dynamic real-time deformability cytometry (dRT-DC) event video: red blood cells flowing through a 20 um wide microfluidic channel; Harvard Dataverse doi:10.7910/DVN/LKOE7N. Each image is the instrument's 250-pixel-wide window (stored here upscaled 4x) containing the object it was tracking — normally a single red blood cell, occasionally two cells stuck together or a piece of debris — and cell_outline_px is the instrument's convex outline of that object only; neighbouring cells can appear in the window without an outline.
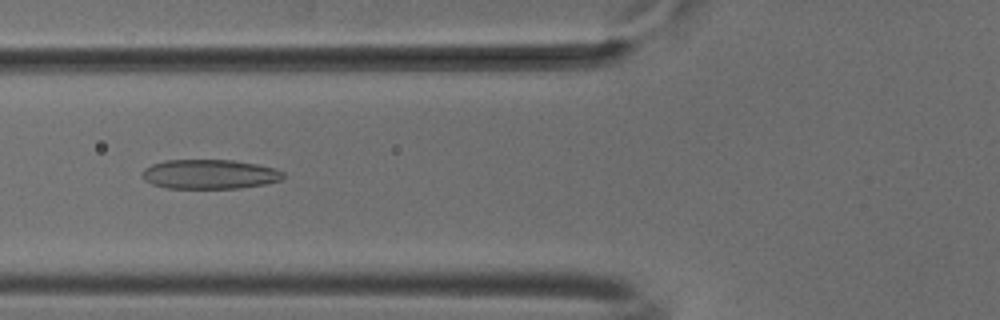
{"species": "common noctule bat (a hibernating species)", "species_latin": "Nyctalus noctula", "temperature_condition": "cold", "stored_images_in_passage": 52, "camera_frame_rate_fps": 3000, "um_per_image_px": 0.085, "animal": {"sex": "male", "body_mass_g": 18.8}, "frame": {"image": 1, "passage_image": 20, "time_ms": 6.333, "image_size_px": [1000, 320], "cell_outline_px": [[284, 176], [280, 180], [264, 184], [240, 188], [164, 188], [152, 184], [144, 180], [144, 168], [152, 164], [164, 160], [232, 160], [256, 164], [276, 168], [284, 172]], "centroid_in_image_um": [17.82, 14.81], "position_along_channel_um": 108.0, "area_um2": 24.16}}
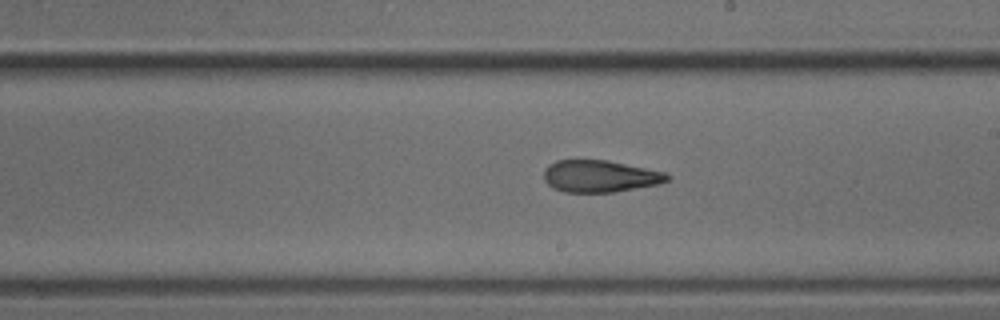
{"frame": {"image": 2, "passage_image": 30, "time_ms": 9.667, "image_size_px": [1000, 320], "cell_outline_px": [[672, 176], [668, 180], [660, 184], [612, 192], [564, 192], [552, 188], [544, 180], [544, 168], [548, 164], [556, 160], [608, 160], [664, 172]], "centroid_in_image_um": [50.97, 14.97], "position_along_channel_um": 238.0, "area_um2": 23.06}}
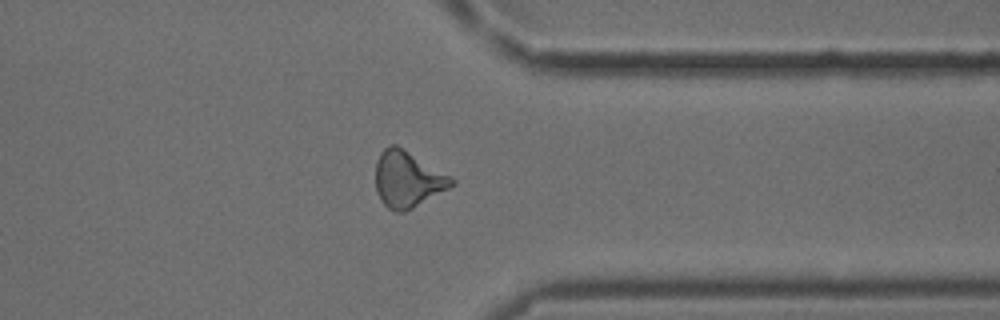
{"frame": {"image": 3, "passage_image": 41, "time_ms": 13.333, "image_size_px": [1000, 320], "cell_outline_px": [[456, 184], [412, 208], [404, 212], [396, 212], [388, 208], [380, 200], [376, 192], [376, 160], [380, 152], [384, 148], [392, 144], [396, 144], [452, 176], [456, 180]], "centroid_in_image_um": [34.64, 15.23], "position_along_channel_um": 376.8, "area_um2": 24.97}, "authors_computed_cell_mechanics": {"area_um2": 23.8714, "velocity_mm_per_s": 3.8943, "shape_relaxation_time_tau1_ms": null, "shape_relaxation_time_tau2_ms": 2.4658, "deformation_change_tau1": null, "deformation_change_tau2": 0.1161}}